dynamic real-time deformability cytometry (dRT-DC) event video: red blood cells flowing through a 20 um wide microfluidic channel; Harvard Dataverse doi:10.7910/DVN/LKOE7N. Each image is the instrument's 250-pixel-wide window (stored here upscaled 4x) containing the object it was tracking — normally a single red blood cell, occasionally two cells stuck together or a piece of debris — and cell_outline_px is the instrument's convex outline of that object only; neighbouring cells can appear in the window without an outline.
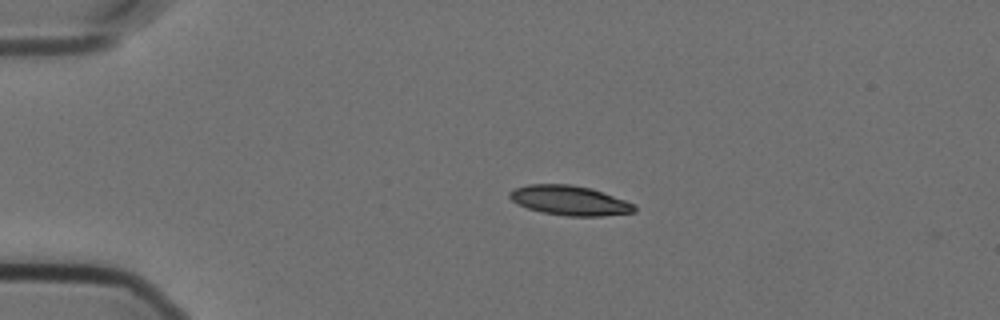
{"species": "Egyptian fruit bat (a non-hibernating species)", "species_latin": "Rousettus aegyptiacus", "temperature_condition": "cold", "stored_images_in_passage": 45, "camera_frame_rate_fps": 3000, "um_per_image_px": 0.085, "animal": {"sex": "female"}, "frame": {"image": 1, "passage_image": 1, "time_ms": 0.0, "image_size_px": [1000, 320], "cell_outline_px": [[636, 212], [604, 216], [564, 216], [540, 212], [516, 204], [508, 196], [508, 192], [512, 188], [528, 184], [572, 184], [592, 188], [636, 204]], "centroid_in_image_um": [48.4, 17.04], "position_along_channel_um": 36.6, "area_um2": 21.96}}
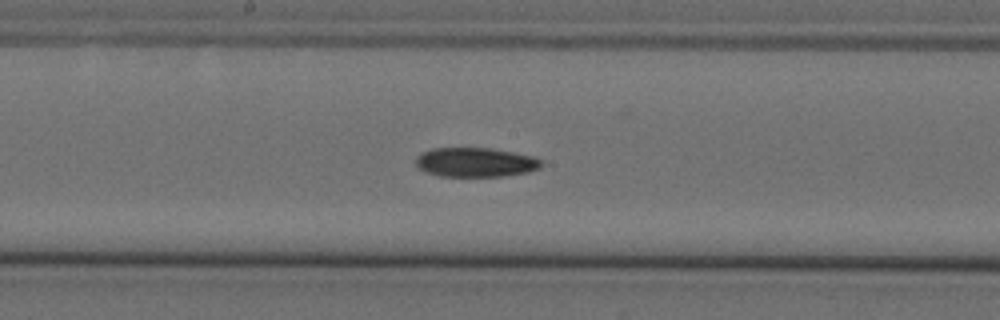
{"frame": {"image": 2, "passage_image": 19, "time_ms": 6.0, "image_size_px": [1000, 320], "cell_outline_px": [[544, 164], [540, 168], [528, 172], [504, 176], [440, 176], [424, 172], [416, 168], [416, 156], [420, 152], [432, 148], [492, 148], [532, 156], [544, 160]], "centroid_in_image_um": [40.4, 13.79], "position_along_channel_um": 207.8, "area_um2": 21.79}}
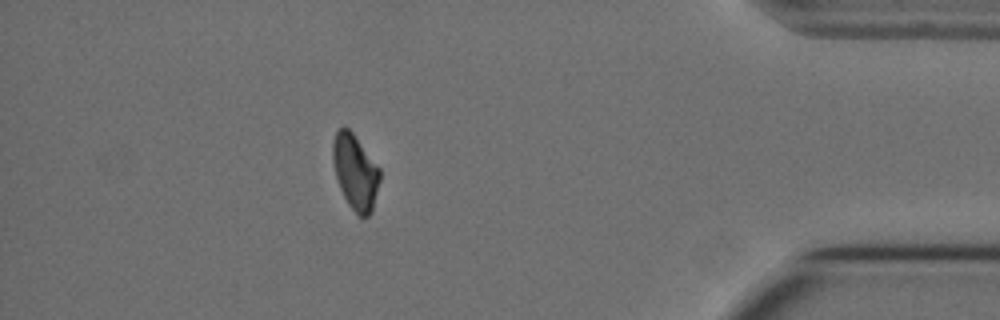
{"frame": {"image": 3, "passage_image": 39, "time_ms": 12.667, "image_size_px": [1000, 320], "cell_outline_px": [[380, 180], [372, 212], [368, 216], [360, 216], [348, 204], [340, 188], [336, 176], [332, 160], [332, 144], [336, 132], [340, 128], [348, 128], [352, 132], [380, 168]], "centroid_in_image_um": [30.2, 14.62], "position_along_channel_um": 405.0, "area_um2": 20.4}}